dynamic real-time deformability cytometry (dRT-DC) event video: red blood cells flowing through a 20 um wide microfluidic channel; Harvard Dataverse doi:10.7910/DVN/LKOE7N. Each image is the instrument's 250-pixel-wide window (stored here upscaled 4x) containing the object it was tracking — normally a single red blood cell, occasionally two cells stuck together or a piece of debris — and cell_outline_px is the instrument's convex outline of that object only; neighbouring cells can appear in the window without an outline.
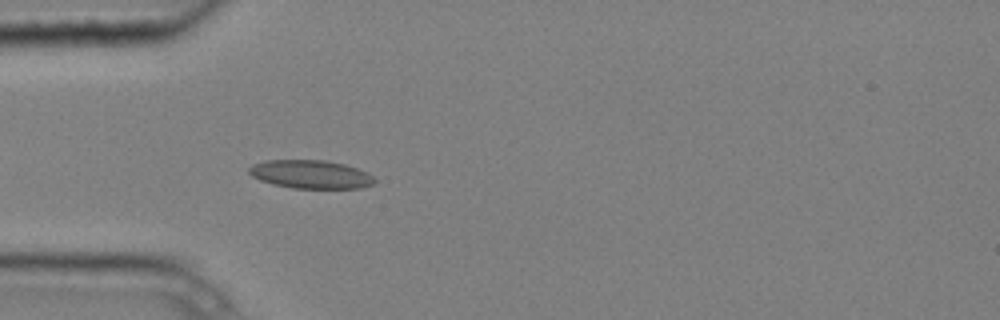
{"species": "common noctule bat (a hibernating species)", "species_latin": "Nyctalus noctula", "temperature_condition": "cold", "stored_images_in_passage": 6, "camera_frame_rate_fps": 3000, "um_per_image_px": 0.085, "animal": {"sex": "male", "body_mass_g": 20.4}, "frame": {"image": 1, "passage_image": 6, "time_ms": 1.667, "image_size_px": [1000, 320], "cell_outline_px": [[376, 180], [372, 184], [360, 188], [292, 188], [272, 184], [260, 180], [252, 176], [248, 172], [248, 168], [252, 164], [264, 160], [324, 160], [344, 164], [368, 172]], "centroid_in_image_um": [26.38, 14.81], "position_along_channel_um": 58.6, "area_um2": 20.81}}